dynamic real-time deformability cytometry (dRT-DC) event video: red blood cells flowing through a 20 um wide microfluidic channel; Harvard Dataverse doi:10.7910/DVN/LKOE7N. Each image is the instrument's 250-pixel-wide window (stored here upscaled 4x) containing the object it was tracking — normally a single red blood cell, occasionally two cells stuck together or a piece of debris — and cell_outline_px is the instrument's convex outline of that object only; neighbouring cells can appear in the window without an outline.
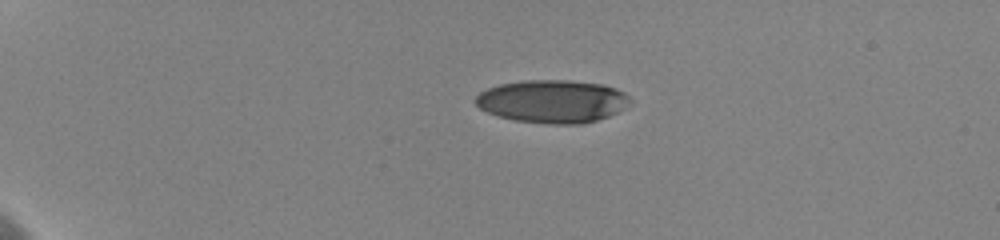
{"species": "human", "species_latin": "Homo sapiens", "temperature_condition": "cold", "stored_images_in_passage": 8, "camera_frame_rate_fps": 3000, "um_per_image_px": 0.085, "donor": {"sex": "female"}, "frame": {"image": 1, "passage_image": 1, "time_ms": 0.0, "image_size_px": [1000, 240], "cell_outline_px": [[632, 100], [624, 108], [608, 116], [596, 120], [580, 124], [548, 124], [516, 120], [500, 116], [488, 112], [480, 108], [472, 100], [480, 92], [488, 88], [500, 84], [524, 80], [568, 80], [604, 84], [616, 88], [624, 92]], "centroid_in_image_um": [46.96, 8.6], "position_along_channel_um": 38.0, "area_um2": 38.67}}